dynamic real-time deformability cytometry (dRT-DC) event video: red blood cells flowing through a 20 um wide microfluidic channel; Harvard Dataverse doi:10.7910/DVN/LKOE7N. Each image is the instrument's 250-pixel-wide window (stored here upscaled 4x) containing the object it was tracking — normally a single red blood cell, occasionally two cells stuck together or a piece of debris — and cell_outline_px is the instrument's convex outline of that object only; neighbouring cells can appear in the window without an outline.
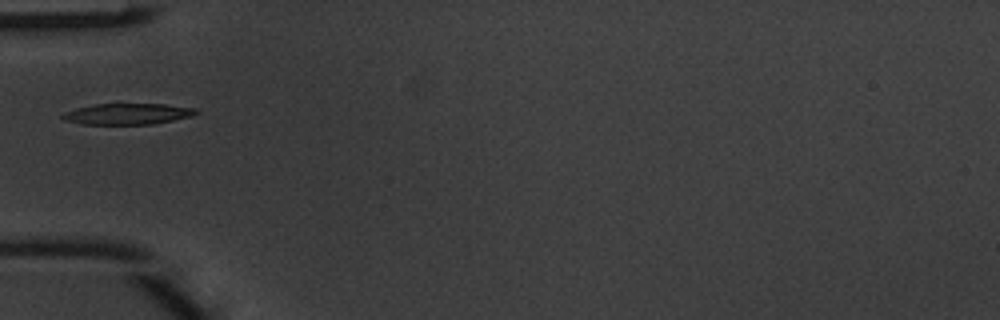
{"species": "common noctule bat (a hibernating species)", "species_latin": "Nyctalus noctula", "temperature_condition": "warm", "stored_images_in_passage": 2, "camera_frame_rate_fps": 3000, "um_per_image_px": 0.085, "animal": {"sex": "male", "body_mass_g": 20.1, "forearm_length_mm": 53.5}, "frame": {"image": 1, "passage_image": 2, "time_ms": 0.333, "image_size_px": [1000, 320], "cell_outline_px": [[200, 112], [192, 116], [152, 124], [84, 124], [64, 120], [60, 116], [64, 112], [76, 108], [92, 104], [116, 100], [164, 104], [196, 108]], "centroid_in_image_um": [10.82, 9.62], "position_along_channel_um": 74.2, "area_um2": 17.4}}